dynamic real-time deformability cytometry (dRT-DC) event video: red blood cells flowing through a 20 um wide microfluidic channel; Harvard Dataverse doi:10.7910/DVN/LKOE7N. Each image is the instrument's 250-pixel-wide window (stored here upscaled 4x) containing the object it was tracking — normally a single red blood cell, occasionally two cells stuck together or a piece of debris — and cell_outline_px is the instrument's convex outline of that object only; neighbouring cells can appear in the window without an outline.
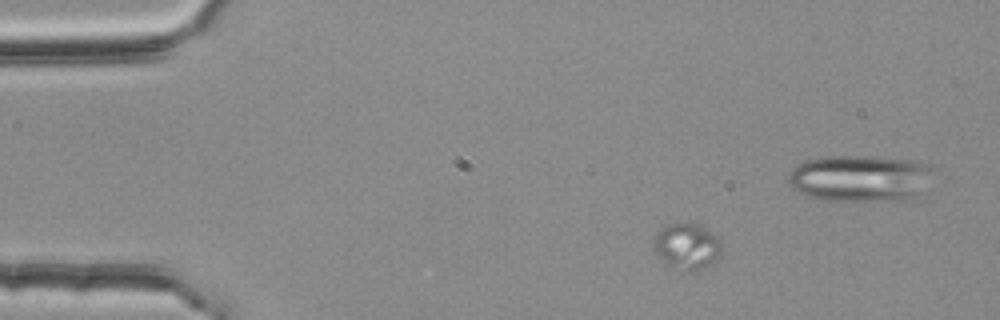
{"species": "common noctule bat (a hibernating species)", "species_latin": "Nyctalus noctula", "temperature_condition": "room temperature", "stored_images_in_passage": 49, "camera_frame_rate_fps": 3000, "um_per_image_px": 0.085, "animal": {"sex": "female", "body_mass_g": 25.1}, "frame": {"image": 1, "passage_image": 2, "time_ms": 0.333, "image_size_px": [1000, 320], "cell_outline_px": [[720, 252], [704, 268], [696, 272], [688, 272], [664, 264], [652, 248], [652, 236], [660, 228], [668, 224], [696, 224], [704, 228], [716, 236], [720, 244]], "centroid_in_image_um": [58.27, 20.95], "position_along_channel_um": 26.7, "area_um2": 18.15}}
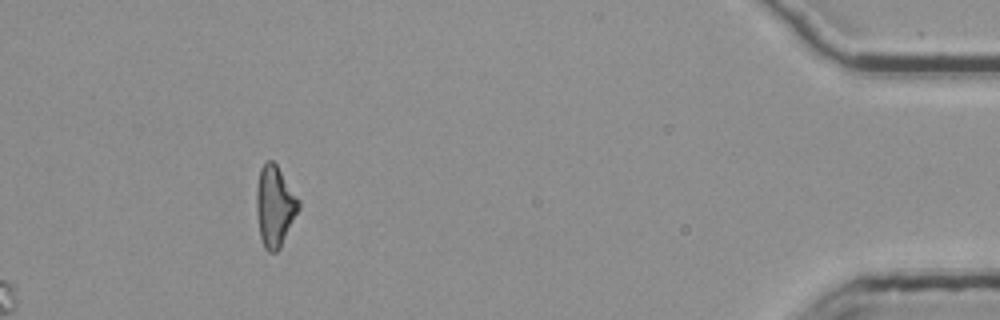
{"frame": {"image": 2, "passage_image": 49, "time_ms": 16.0, "image_size_px": [1000, 320], "cell_outline_px": [[300, 208], [280, 248], [276, 252], [268, 252], [264, 248], [260, 236], [256, 212], [256, 188], [260, 168], [264, 160], [272, 160], [276, 164], [300, 200]], "centroid_in_image_um": [23.34, 17.51], "position_along_channel_um": 411.9, "area_um2": 20.06}}